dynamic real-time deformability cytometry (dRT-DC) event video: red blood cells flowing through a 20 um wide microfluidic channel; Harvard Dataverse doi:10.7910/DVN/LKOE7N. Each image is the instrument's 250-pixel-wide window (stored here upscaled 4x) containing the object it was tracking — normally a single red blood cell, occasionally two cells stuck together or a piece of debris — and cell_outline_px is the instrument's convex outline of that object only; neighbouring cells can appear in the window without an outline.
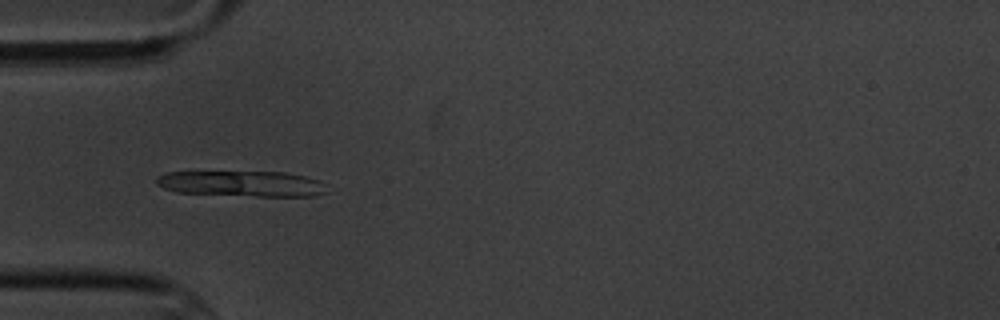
{"species": "common noctule bat (a hibernating species)", "species_latin": "Nyctalus noctula", "temperature_condition": "cold", "stored_images_in_passage": 5, "camera_frame_rate_fps": 3000, "um_per_image_px": 0.085, "animal": {"sex": "male", "body_mass_g": 20.1, "forearm_length_mm": 53.5}, "frame": {"image": 1, "passage_image": 4, "time_ms": 3.667, "image_size_px": [1000, 320], "cell_outline_px": [[328, 192], [316, 196], [256, 196], [176, 192], [164, 188], [156, 184], [156, 176], [168, 172], [284, 172], [304, 176], [320, 180]], "centroid_in_image_um": [20.57, 15.61], "position_along_channel_um": 64.4, "area_um2": 25.43}}